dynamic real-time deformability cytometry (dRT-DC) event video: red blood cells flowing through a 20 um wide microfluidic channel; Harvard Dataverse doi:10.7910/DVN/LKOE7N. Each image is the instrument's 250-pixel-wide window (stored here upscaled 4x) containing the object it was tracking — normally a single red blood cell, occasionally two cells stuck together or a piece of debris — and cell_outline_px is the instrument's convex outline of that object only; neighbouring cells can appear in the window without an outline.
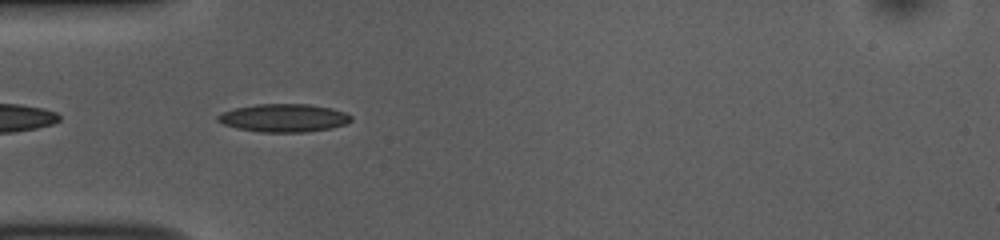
{"species": "common noctule bat (a hibernating species)", "species_latin": "Nyctalus noctula", "temperature_condition": "room temperature", "stored_images_in_passage": 39, "camera_frame_rate_fps": 3000, "um_per_image_px": 0.085, "animal": {"sex": "female", "body_mass_g": 10.0, "forearm_length_mm": 53.1}, "frame": {"image": 1, "passage_image": 2, "time_ms": 0.333, "image_size_px": [1000, 240], "cell_outline_px": [[352, 120], [344, 124], [332, 128], [308, 132], [260, 132], [236, 128], [224, 124], [216, 120], [216, 116], [220, 112], [236, 108], [256, 104], [308, 104], [332, 108], [344, 112], [352, 116]], "centroid_in_image_um": [24.11, 10.02], "position_along_channel_um": 60.9, "area_um2": 21.91}}
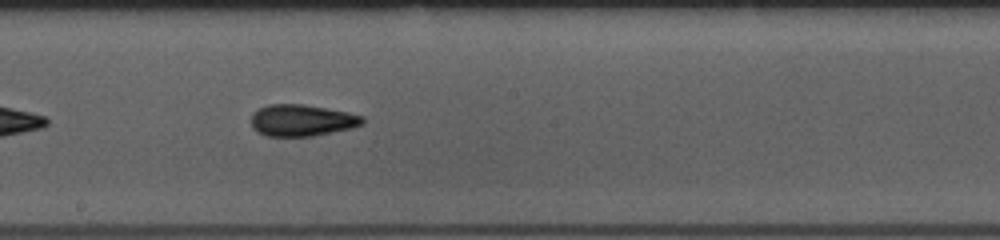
{"frame": {"image": 2, "passage_image": 15, "time_ms": 4.667, "image_size_px": [1000, 240], "cell_outline_px": [[364, 124], [352, 128], [312, 136], [268, 136], [256, 132], [252, 128], [252, 112], [256, 108], [268, 104], [304, 104], [348, 112], [364, 116]], "centroid_in_image_um": [25.64, 10.22], "position_along_channel_um": 222.6, "area_um2": 20.75}}
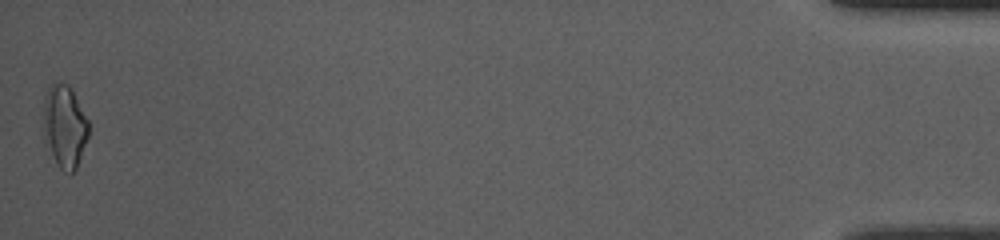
{"frame": {"image": 3, "passage_image": 39, "time_ms": 12.667, "image_size_px": [1000, 240], "cell_outline_px": [[88, 136], [76, 168], [72, 172], [64, 172], [56, 164], [44, 128], [44, 96], [48, 88], [56, 80], [68, 84], [88, 120]], "centroid_in_image_um": [5.5, 10.69], "position_along_channel_um": 429.7, "area_um2": 21.04}, "authors_computed_cell_mechanics": {"area_um2": 19.7098, "velocity_mm_per_s": 3.7638, "shape_relaxation_time_tau1_ms": 5.8729, "shape_relaxation_time_tau2_ms": 2.7409, "deformation_change_tau1": 0.1491, "deformation_change_tau2": 0.109}}